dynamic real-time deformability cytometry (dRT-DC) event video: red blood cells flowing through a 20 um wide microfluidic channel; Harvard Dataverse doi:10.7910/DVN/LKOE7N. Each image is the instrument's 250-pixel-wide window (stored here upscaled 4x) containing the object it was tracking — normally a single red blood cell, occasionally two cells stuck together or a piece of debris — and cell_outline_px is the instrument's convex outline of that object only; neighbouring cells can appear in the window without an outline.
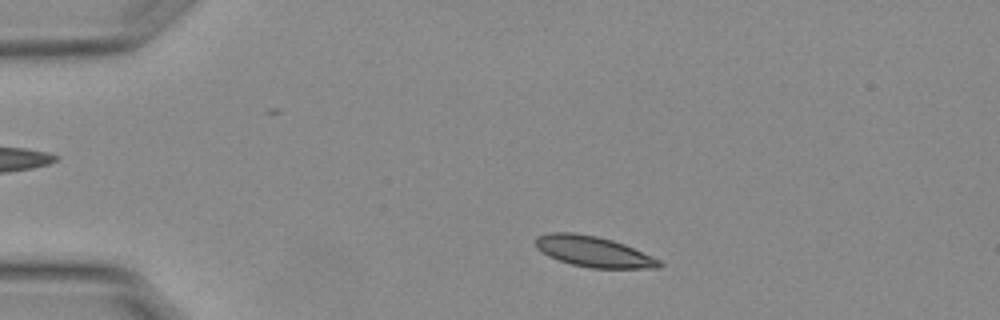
{"species": "Egyptian fruit bat (a non-hibernating species)", "species_latin": "Rousettus aegyptiacus", "temperature_condition": "warm", "stored_images_in_passage": 50, "camera_frame_rate_fps": 3000, "um_per_image_px": 0.085, "animal": {"sex": "female"}, "frame": {"image": 1, "passage_image": 7, "time_ms": 2.0, "image_size_px": [1000, 320], "cell_outline_px": [[664, 264], [660, 268], [592, 268], [572, 264], [548, 256], [536, 248], [536, 236], [548, 232], [572, 232], [596, 236], [612, 240], [624, 244], [652, 256], [660, 260]], "centroid_in_image_um": [50.44, 21.38], "position_along_channel_um": 34.6, "area_um2": 22.08}}
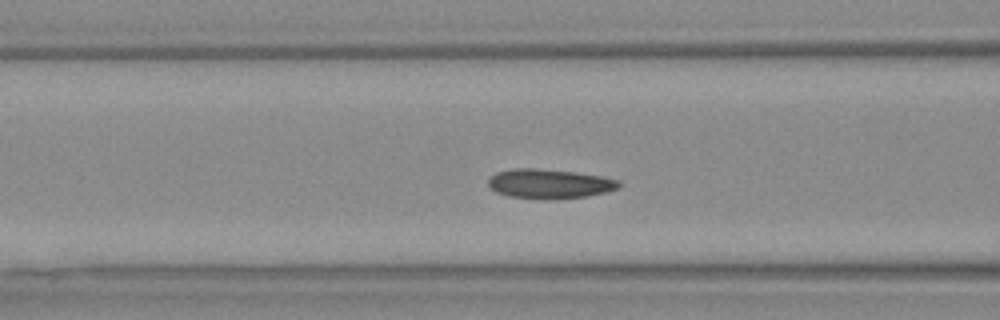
{"frame": {"image": 2, "passage_image": 18, "time_ms": 5.667, "image_size_px": [1000, 320], "cell_outline_px": [[620, 184], [616, 188], [608, 192], [584, 196], [508, 196], [496, 192], [488, 188], [488, 176], [496, 172], [512, 168], [536, 168], [576, 172], [600, 176], [620, 180]], "centroid_in_image_um": [46.64, 15.55], "position_along_channel_um": 120.0, "area_um2": 21.56}}
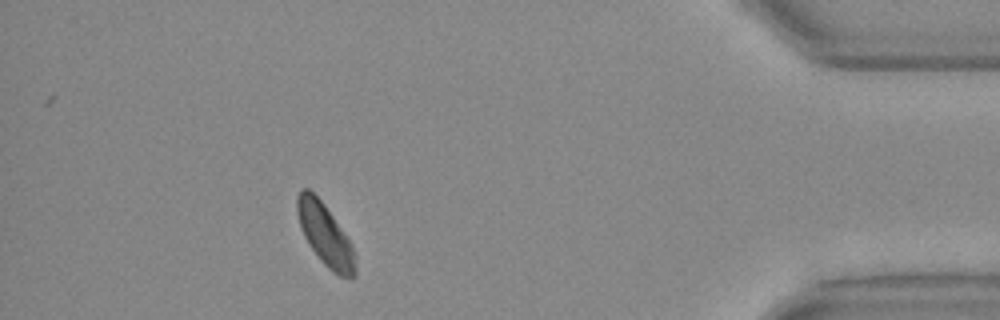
{"frame": {"image": 3, "passage_image": 45, "time_ms": 14.667, "image_size_px": [1000, 320], "cell_outline_px": [[356, 276], [352, 280], [340, 276], [332, 272], [324, 264], [312, 248], [304, 236], [300, 228], [296, 212], [296, 196], [300, 188], [308, 188], [324, 204], [352, 244], [356, 252]], "centroid_in_image_um": [27.65, 19.98], "position_along_channel_um": 407.5, "area_um2": 21.15}, "authors_computed_cell_mechanics": {"area_um2": 21.3282, "velocity_mm_per_s": 3.733, "shape_relaxation_time_tau1_ms": 6.2439, "shape_relaxation_time_tau2_ms": null, "deformation_change_tau1": 0.1002, "deformation_change_tau2": null}}